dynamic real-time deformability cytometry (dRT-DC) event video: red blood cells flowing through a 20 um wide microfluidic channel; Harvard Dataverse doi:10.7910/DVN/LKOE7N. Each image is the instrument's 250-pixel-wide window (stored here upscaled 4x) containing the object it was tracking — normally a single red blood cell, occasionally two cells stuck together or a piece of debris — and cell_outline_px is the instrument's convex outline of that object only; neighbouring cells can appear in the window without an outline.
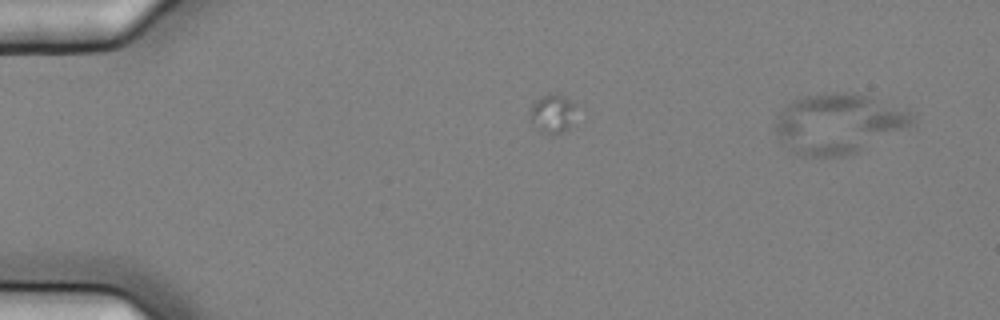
{"species": "common noctule bat (a hibernating species)", "species_latin": "Nyctalus noctula", "temperature_condition": "cold", "stored_images_in_passage": 3, "camera_frame_rate_fps": 3000, "um_per_image_px": 0.085, "animal": {"sex": "female", "body_mass_g": 25.1}, "frame": {"image": 1, "passage_image": 1, "time_ms": 0.0, "image_size_px": [1000, 320], "cell_outline_px": [[916, 124], [856, 152], [840, 156], [804, 156], [796, 152], [780, 140], [776, 136], [776, 116], [792, 100], [804, 96], [832, 92], [836, 92], [868, 96], [916, 112]], "centroid_in_image_um": [71.32, 10.49], "position_along_channel_um": 13.7, "area_um2": 47.51}}